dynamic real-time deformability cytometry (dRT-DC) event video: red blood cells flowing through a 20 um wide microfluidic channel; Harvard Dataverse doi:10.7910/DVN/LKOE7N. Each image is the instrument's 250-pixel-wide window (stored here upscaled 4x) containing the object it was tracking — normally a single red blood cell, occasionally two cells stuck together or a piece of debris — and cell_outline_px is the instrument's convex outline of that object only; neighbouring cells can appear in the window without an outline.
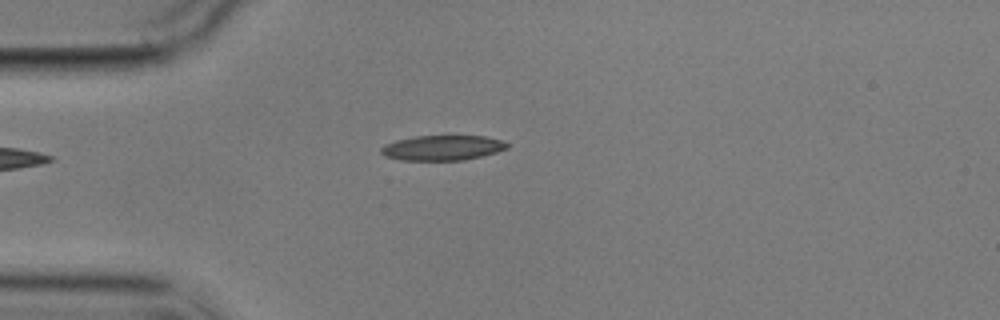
{"species": "common noctule bat (a hibernating species)", "species_latin": "Nyctalus noctula", "temperature_condition": "cold", "stored_images_in_passage": 5, "camera_frame_rate_fps": 3000, "um_per_image_px": 0.085, "animal": {"sex": "male", "body_mass_g": 17.9}, "frame": {"image": 1, "passage_image": 5, "time_ms": 4.667, "image_size_px": [1000, 320], "cell_outline_px": [[508, 148], [496, 152], [464, 160], [400, 160], [384, 156], [380, 152], [380, 148], [384, 144], [396, 140], [416, 136], [484, 136], [500, 140], [508, 144]], "centroid_in_image_um": [37.56, 12.56], "position_along_channel_um": 47.4, "area_um2": 18.32}}